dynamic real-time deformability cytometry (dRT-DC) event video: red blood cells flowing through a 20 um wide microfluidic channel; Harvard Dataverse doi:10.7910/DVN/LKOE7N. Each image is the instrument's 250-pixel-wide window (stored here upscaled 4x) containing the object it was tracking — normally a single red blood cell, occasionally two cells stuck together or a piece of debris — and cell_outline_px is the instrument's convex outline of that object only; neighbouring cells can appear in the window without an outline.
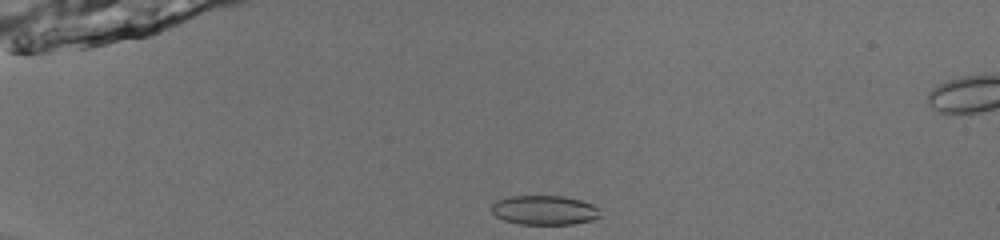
{"species": "common noctule bat (a hibernating species)", "species_latin": "Nyctalus noctula", "temperature_condition": "room temperature", "stored_images_in_passage": 40, "camera_frame_rate_fps": 3000, "um_per_image_px": 0.085, "animal": {"sex": "male", "body_mass_g": 13.0, "forearm_length_mm": 53.1}, "frame": {"image": 1, "passage_image": 2, "time_ms": 0.333, "image_size_px": [1000, 240], "cell_outline_px": [[600, 216], [592, 220], [576, 224], [520, 224], [504, 220], [496, 216], [492, 212], [492, 204], [496, 200], [508, 196], [564, 196], [580, 200], [592, 204], [596, 208]], "centroid_in_image_um": [46.24, 17.86], "position_along_channel_um": 38.8, "area_um2": 18.55}}
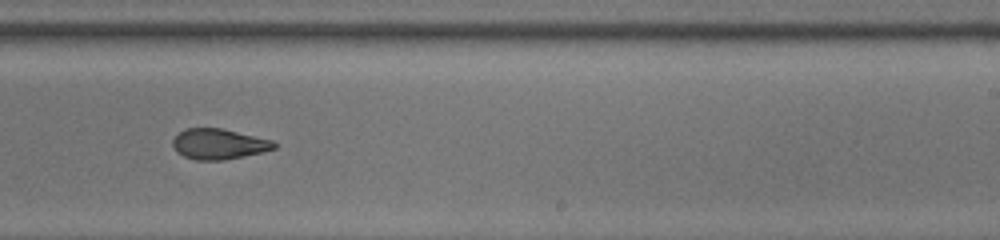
{"frame": {"image": 2, "passage_image": 23, "time_ms": 7.333, "image_size_px": [1000, 240], "cell_outline_px": [[276, 148], [264, 152], [224, 160], [196, 160], [184, 156], [176, 152], [172, 144], [172, 140], [184, 128], [224, 128], [272, 140], [276, 144]], "centroid_in_image_um": [18.6, 12.24], "position_along_channel_um": 270.4, "area_um2": 18.15}}
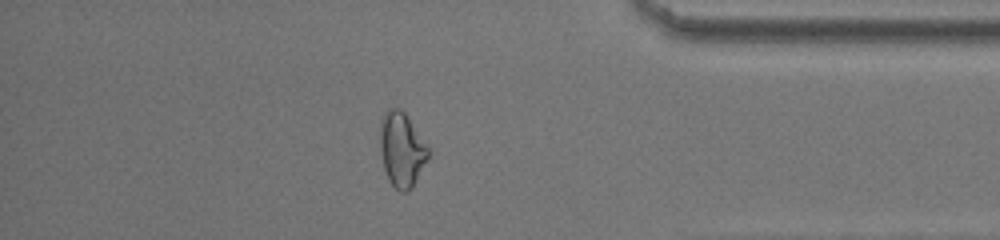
{"frame": {"image": 3, "passage_image": 34, "time_ms": 11.0, "image_size_px": [1000, 240], "cell_outline_px": [[432, 152], [428, 160], [412, 188], [408, 192], [400, 192], [388, 180], [384, 168], [380, 152], [380, 120], [384, 112], [388, 108], [400, 108], [404, 112]], "centroid_in_image_um": [34.15, 12.72], "position_along_channel_um": 401.0, "area_um2": 21.21}, "authors_computed_cell_mechanics": {"area_um2": 19.363, "velocity_mm_per_s": 4.0295, "shape_relaxation_time_tau1_ms": 5.8495, "shape_relaxation_time_tau2_ms": 2.1862, "deformation_change_tau1": 0.1574, "deformation_change_tau2": 0.0858}}